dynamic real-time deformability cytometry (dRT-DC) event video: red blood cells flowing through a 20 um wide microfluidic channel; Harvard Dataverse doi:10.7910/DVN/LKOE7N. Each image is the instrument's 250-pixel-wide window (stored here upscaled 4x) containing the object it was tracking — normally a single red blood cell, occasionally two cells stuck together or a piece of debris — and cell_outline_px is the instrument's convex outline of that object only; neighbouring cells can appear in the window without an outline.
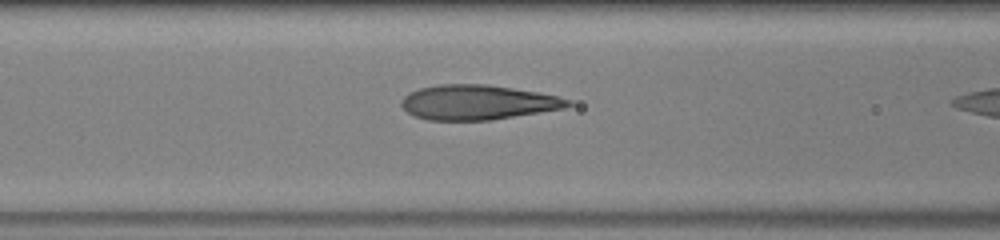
{"species": "human", "species_latin": "Homo sapiens", "temperature_condition": "warm", "stored_images_in_passage": 28, "camera_frame_rate_fps": 3000, "um_per_image_px": 0.085, "donor": {"sex": "male"}, "frame": {"image": 1, "passage_image": 8, "time_ms": 2.333, "image_size_px": [1000, 240], "cell_outline_px": [[572, 104], [564, 108], [492, 120], [428, 120], [416, 116], [408, 112], [400, 104], [400, 100], [408, 92], [420, 88], [440, 84], [488, 84], [560, 96], [572, 100]], "centroid_in_image_um": [40.6, 8.69], "position_along_channel_um": 126.0, "area_um2": 33.76}}
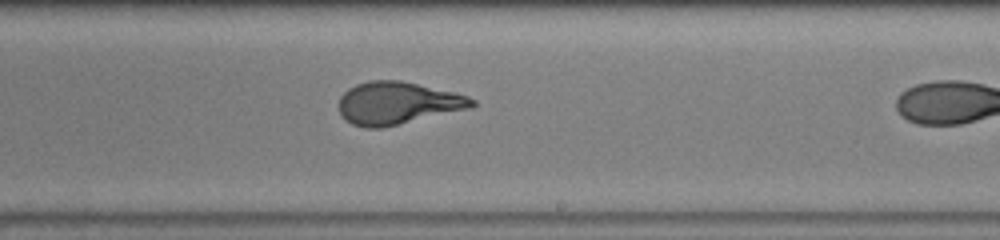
{"frame": {"image": 2, "passage_image": 17, "time_ms": 5.333, "image_size_px": [1000, 240], "cell_outline_px": [[476, 104], [472, 108], [384, 128], [368, 128], [352, 124], [344, 120], [340, 112], [340, 96], [348, 88], [356, 84], [368, 80], [400, 80], [456, 92], [468, 96], [476, 100]], "centroid_in_image_um": [33.82, 8.77], "position_along_channel_um": 255.2, "area_um2": 33.35}}
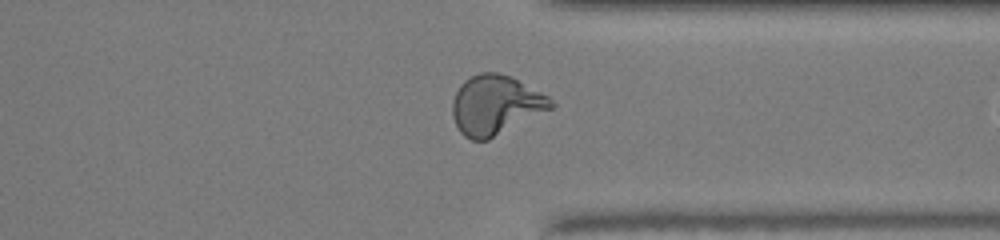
{"frame": {"image": 3, "passage_image": 25, "time_ms": 8.0, "image_size_px": [1000, 240], "cell_outline_px": [[556, 104], [552, 108], [488, 140], [472, 140], [464, 136], [460, 132], [452, 116], [452, 100], [460, 84], [464, 80], [480, 72], [496, 72], [512, 76], [548, 96]], "centroid_in_image_um": [42.11, 8.91], "position_along_channel_um": 369.3, "area_um2": 34.1}}